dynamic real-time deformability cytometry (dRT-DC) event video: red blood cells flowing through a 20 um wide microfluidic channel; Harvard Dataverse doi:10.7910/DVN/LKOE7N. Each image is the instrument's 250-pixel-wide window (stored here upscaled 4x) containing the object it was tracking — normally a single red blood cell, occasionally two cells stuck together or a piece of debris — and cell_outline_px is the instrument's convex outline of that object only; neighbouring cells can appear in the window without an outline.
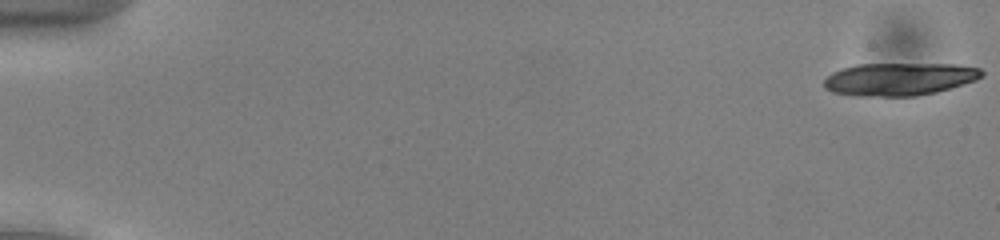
{"species": "common noctule bat (a hibernating species)", "species_latin": "Nyctalus noctula", "temperature_condition": "cold", "stored_images_in_passage": 19, "camera_frame_rate_fps": 3000, "um_per_image_px": 0.085, "animal": {"sex": "male", "body_mass_g": 13.0, "forearm_length_mm": 53.1}, "frame": {"image": 1, "passage_image": 1, "time_ms": 0.0, "image_size_px": [1000, 240], "cell_outline_px": [[984, 76], [976, 80], [936, 92], [916, 96], [852, 96], [832, 92], [824, 88], [824, 80], [832, 72], [856, 64], [956, 64], [980, 68], [984, 72]], "centroid_in_image_um": [76.44, 6.72], "position_along_channel_um": 8.6, "area_um2": 30.23}}